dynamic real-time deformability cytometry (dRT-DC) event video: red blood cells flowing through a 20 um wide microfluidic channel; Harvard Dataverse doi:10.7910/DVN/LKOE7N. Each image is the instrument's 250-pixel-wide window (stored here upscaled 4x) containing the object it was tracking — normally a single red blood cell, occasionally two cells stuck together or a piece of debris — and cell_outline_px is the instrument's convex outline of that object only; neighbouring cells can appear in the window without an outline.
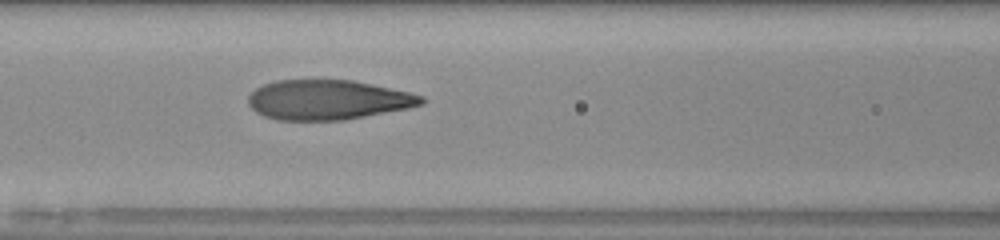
{"species": "human", "species_latin": "Homo sapiens", "temperature_condition": "room temperature", "stored_images_in_passage": 29, "camera_frame_rate_fps": 3000, "um_per_image_px": 0.085, "donor": {"sex": "male"}, "frame": {"image": 1, "passage_image": 9, "time_ms": 2.667, "image_size_px": [1000, 240], "cell_outline_px": [[424, 104], [408, 108], [344, 120], [276, 120], [264, 116], [256, 112], [248, 104], [248, 96], [256, 88], [264, 84], [276, 80], [352, 80], [372, 84], [408, 92], [424, 96]], "centroid_in_image_um": [27.85, 8.49], "position_along_channel_um": 138.7, "area_um2": 40.06}}